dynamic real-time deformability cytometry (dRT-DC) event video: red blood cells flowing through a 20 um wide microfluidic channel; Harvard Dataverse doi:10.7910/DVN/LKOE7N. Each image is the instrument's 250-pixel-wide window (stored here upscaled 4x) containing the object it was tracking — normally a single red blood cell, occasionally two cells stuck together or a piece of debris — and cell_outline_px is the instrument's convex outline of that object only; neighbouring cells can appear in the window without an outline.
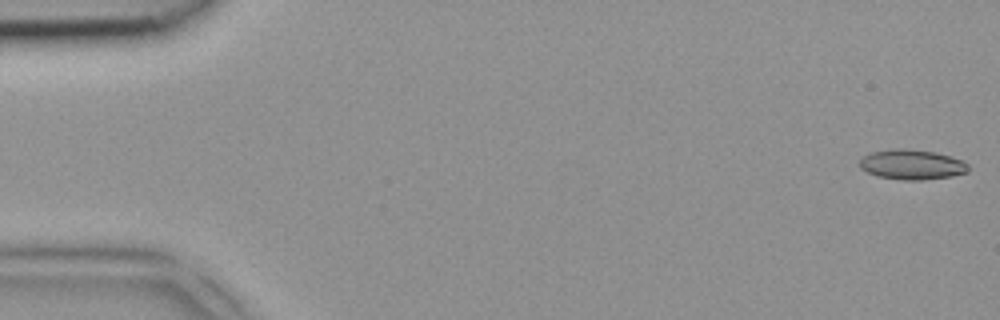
{"species": "common noctule bat (a hibernating species)", "species_latin": "Nyctalus noctula", "temperature_condition": "room temperature", "stored_images_in_passage": 3, "segment_of_instrument_passage": [2, 2], "camera_frame_rate_fps": 3000, "um_per_image_px": 0.085, "animal": {"sex": "female", "body_mass_g": 18.4}, "frame": {"image": 1, "passage_image": 3, "time_ms": 0.667, "image_size_px": [1000, 320], "cell_outline_px": [[968, 172], [952, 176], [924, 180], [904, 180], [876, 176], [860, 168], [860, 160], [864, 156], [872, 152], [896, 148], [904, 148], [936, 152], [952, 156], [968, 164]], "centroid_in_image_um": [77.52, 13.99], "position_along_channel_um": 7.5, "area_um2": 19.02}}